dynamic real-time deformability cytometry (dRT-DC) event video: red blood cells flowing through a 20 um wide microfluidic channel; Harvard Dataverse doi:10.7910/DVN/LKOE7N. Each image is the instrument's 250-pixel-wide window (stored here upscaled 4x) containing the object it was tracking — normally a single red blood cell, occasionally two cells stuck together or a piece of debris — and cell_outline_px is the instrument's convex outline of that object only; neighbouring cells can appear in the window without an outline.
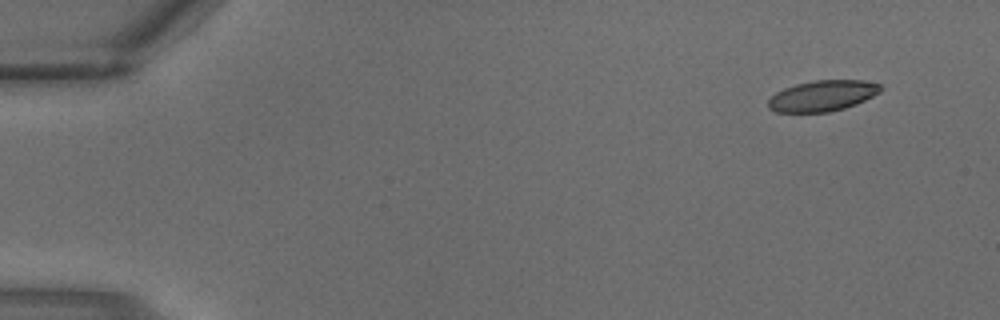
{"species": "common noctule bat (a hibernating species)", "species_latin": "Nyctalus noctula", "temperature_condition": "warm", "stored_images_in_passage": 3, "camera_frame_rate_fps": 3000, "um_per_image_px": 0.085, "animal": {"sex": "male", "body_mass_g": 18.8}, "frame": {"image": 1, "passage_image": 1, "time_ms": 0.0, "image_size_px": [1000, 320], "cell_outline_px": [[884, 88], [880, 92], [856, 104], [844, 108], [828, 112], [776, 112], [768, 108], [768, 100], [776, 92], [784, 88], [796, 84], [816, 80], [864, 80], [880, 84]], "centroid_in_image_um": [69.92, 8.14], "position_along_channel_um": 15.1, "area_um2": 20.17}}
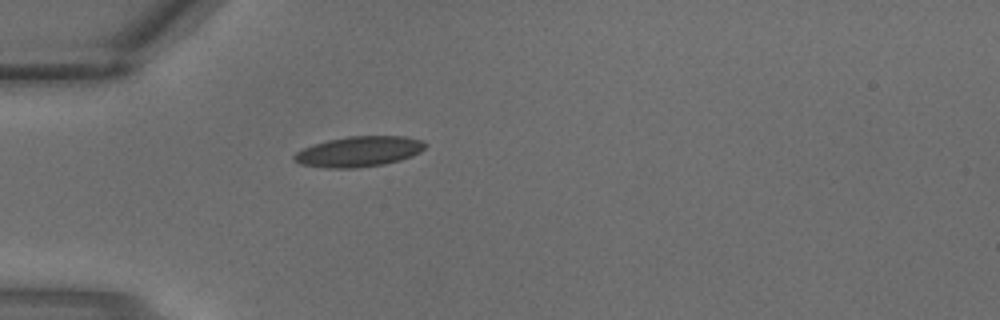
{"frame": {"image": 2, "passage_image": 3, "time_ms": 0.667, "image_size_px": [1000, 320], "cell_outline_px": [[428, 144], [420, 152], [412, 156], [400, 160], [384, 164], [356, 168], [324, 168], [300, 164], [292, 160], [292, 156], [296, 152], [304, 148], [328, 140], [348, 136], [404, 136], [424, 140]], "centroid_in_image_um": [30.52, 12.88], "position_along_channel_um": 54.5, "area_um2": 23.35}}